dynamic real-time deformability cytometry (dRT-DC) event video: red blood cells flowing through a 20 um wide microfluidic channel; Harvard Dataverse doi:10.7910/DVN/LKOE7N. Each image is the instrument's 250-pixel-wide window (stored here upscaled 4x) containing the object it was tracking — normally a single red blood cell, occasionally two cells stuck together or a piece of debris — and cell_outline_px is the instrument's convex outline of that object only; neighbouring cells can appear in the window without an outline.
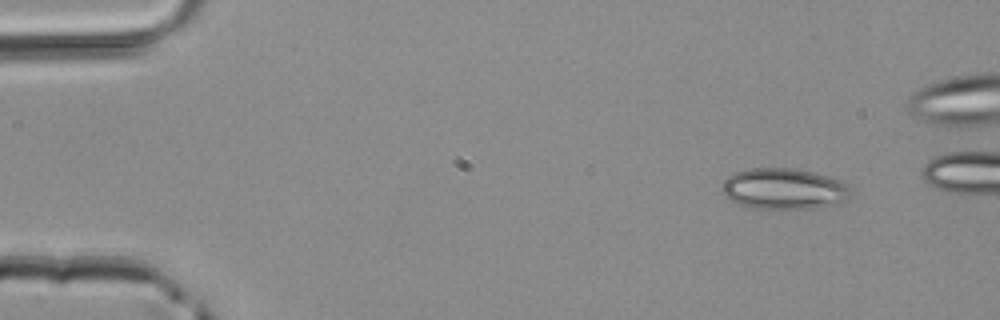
{"species": "common noctule bat (a hibernating species)", "species_latin": "Nyctalus noctula", "temperature_condition": "room temperature", "stored_images_in_passage": 3, "camera_frame_rate_fps": 3000, "um_per_image_px": 0.085, "animal": {"sex": "male", "body_mass_g": 20.4}, "frame": {"image": 1, "passage_image": 1, "time_ms": 0.0, "image_size_px": [1000, 320], "cell_outline_px": [[848, 200], [836, 204], [816, 208], [752, 208], [736, 204], [724, 196], [720, 192], [724, 180], [728, 176], [744, 168], [796, 168], [812, 172], [840, 180], [848, 184]], "centroid_in_image_um": [66.58, 16.04], "position_along_channel_um": 18.4, "area_um2": 30.92}}